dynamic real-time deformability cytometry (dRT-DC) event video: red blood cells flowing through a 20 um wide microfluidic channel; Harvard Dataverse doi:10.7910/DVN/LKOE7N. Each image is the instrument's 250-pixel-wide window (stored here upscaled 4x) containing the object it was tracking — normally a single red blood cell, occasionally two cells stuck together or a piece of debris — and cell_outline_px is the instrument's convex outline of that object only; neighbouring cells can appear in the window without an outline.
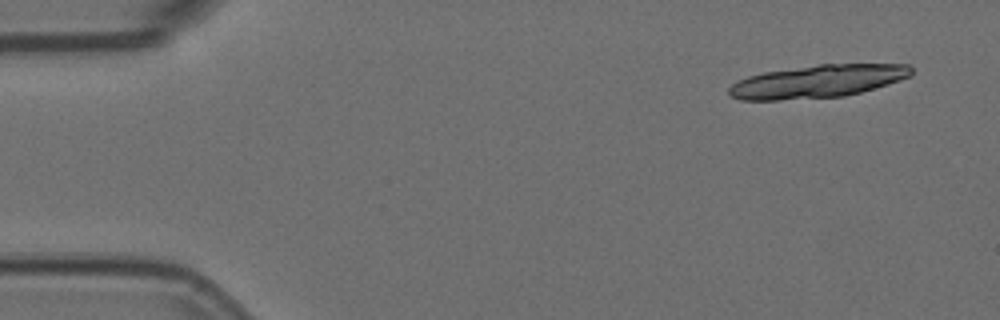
{"species": "Egyptian fruit bat (a non-hibernating species)", "species_latin": "Rousettus aegyptiacus", "temperature_condition": "room temperature", "stored_images_in_passage": 16, "camera_frame_rate_fps": 3000, "um_per_image_px": 0.085, "animal": {"sex": "female"}, "frame": {"image": 1, "passage_image": 1, "time_ms": 0.0, "image_size_px": [1000, 320], "cell_outline_px": [[912, 76], [888, 84], [860, 92], [844, 96], [780, 100], [740, 100], [732, 96], [728, 92], [728, 88], [736, 80], [748, 76], [764, 72], [820, 64], [908, 64], [912, 68]], "centroid_in_image_um": [69.49, 6.91], "position_along_channel_um": 15.5, "area_um2": 34.85}}